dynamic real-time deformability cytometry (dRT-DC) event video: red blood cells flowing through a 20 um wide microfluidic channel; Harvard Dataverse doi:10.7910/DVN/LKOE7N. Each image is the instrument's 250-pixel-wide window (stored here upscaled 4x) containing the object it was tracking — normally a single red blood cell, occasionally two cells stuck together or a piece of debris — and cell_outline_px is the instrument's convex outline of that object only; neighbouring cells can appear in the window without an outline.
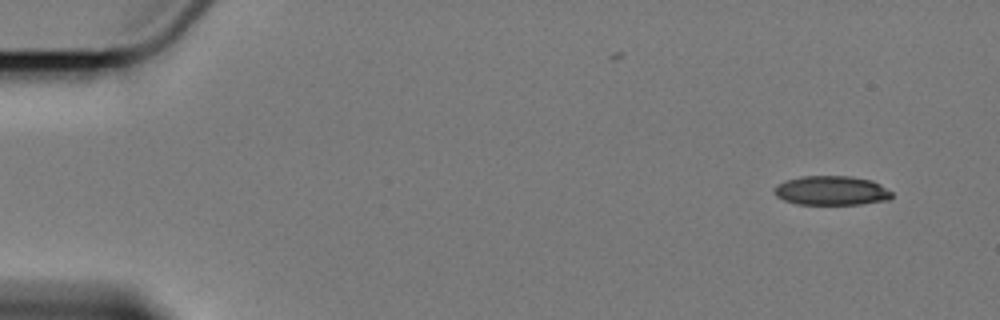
{"species": "Egyptian fruit bat (a non-hibernating species)", "species_latin": "Rousettus aegyptiacus", "temperature_condition": "cold", "stored_images_in_passage": 5, "segment_of_instrument_passage": [2, 2], "camera_frame_rate_fps": 3000, "um_per_image_px": 0.085, "animal": {"sex": "female"}, "frame": {"image": 1, "passage_image": 5, "time_ms": 6.667, "image_size_px": [1000, 320], "cell_outline_px": [[892, 196], [888, 200], [860, 204], [796, 204], [784, 200], [776, 196], [776, 184], [784, 180], [800, 176], [852, 176], [872, 180], [880, 184], [892, 192]], "centroid_in_image_um": [70.68, 16.19], "position_along_channel_um": 14.3, "area_um2": 20.11}}